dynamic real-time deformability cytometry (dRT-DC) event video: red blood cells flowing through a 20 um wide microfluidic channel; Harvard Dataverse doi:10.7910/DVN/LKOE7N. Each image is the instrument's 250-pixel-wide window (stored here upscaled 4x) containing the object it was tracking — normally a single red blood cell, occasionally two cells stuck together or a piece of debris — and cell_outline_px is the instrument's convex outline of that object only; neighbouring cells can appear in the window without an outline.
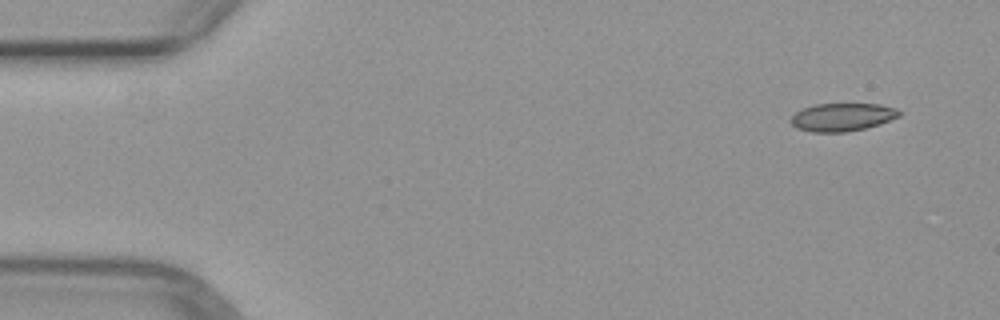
{"species": "common noctule bat (a hibernating species)", "species_latin": "Nyctalus noctula", "temperature_condition": "warm", "stored_images_in_passage": 2, "camera_frame_rate_fps": 3000, "um_per_image_px": 0.085, "animal": {"sex": "female", "body_mass_g": 29.2, "forearm_length_mm": 56.3}, "frame": {"image": 1, "passage_image": 1, "time_ms": 0.0, "image_size_px": [1000, 320], "cell_outline_px": [[900, 116], [880, 124], [864, 128], [844, 132], [812, 132], [796, 128], [788, 120], [796, 112], [804, 108], [816, 104], [880, 104], [896, 108], [900, 112]], "centroid_in_image_um": [71.58, 9.95], "position_along_channel_um": 13.4, "area_um2": 17.63}}
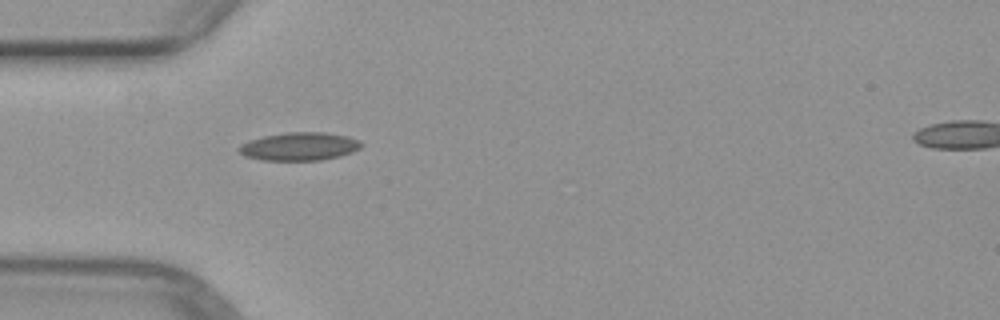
{"frame": {"image": 2, "passage_image": 2, "time_ms": 4.0, "image_size_px": [1000, 320], "cell_outline_px": [[364, 144], [360, 148], [352, 152], [340, 156], [320, 160], [264, 160], [244, 156], [236, 148], [240, 144], [248, 140], [264, 136], [288, 132], [324, 132], [348, 136], [360, 140]], "centroid_in_image_um": [25.45, 12.44], "position_along_channel_um": 59.5, "area_um2": 20.17}}